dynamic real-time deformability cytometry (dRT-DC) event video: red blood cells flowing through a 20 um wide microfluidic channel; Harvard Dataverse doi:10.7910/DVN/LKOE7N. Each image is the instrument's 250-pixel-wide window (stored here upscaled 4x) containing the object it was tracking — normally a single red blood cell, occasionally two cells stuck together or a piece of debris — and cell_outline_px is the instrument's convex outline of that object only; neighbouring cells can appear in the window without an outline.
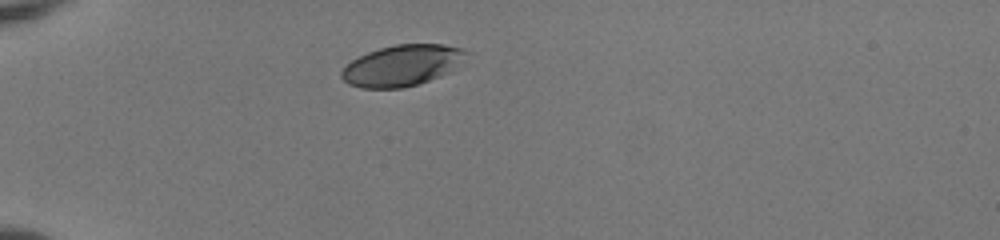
{"species": "human", "species_latin": "Homo sapiens", "temperature_condition": "room temperature", "stored_images_in_passage": 35, "camera_frame_rate_fps": 3000, "um_per_image_px": 0.085, "donor": {"sex": "female"}, "frame": {"image": 1, "passage_image": 1, "time_ms": 0.0, "image_size_px": [1000, 240], "cell_outline_px": [[468, 52], [448, 72], [440, 76], [404, 88], [360, 88], [348, 84], [340, 76], [340, 72], [352, 60], [368, 52], [380, 48], [396, 44], [444, 44], [464, 48]], "centroid_in_image_um": [34.13, 5.56], "position_along_channel_um": 50.9, "area_um2": 29.42}}
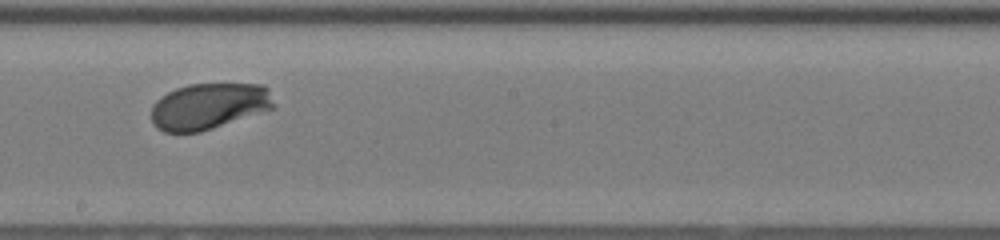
{"frame": {"image": 2, "passage_image": 17, "time_ms": 5.333, "image_size_px": [1000, 240], "cell_outline_px": [[276, 108], [200, 132], [164, 132], [156, 128], [152, 124], [152, 104], [160, 96], [176, 88], [188, 84], [264, 84], [268, 88], [276, 104]], "centroid_in_image_um": [17.77, 9.02], "position_along_channel_um": 230.4, "area_um2": 33.35}}
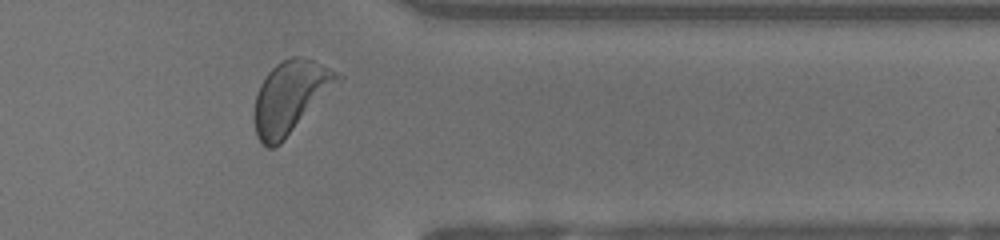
{"frame": {"image": 3, "passage_image": 29, "time_ms": 9.333, "image_size_px": [1000, 240], "cell_outline_px": [[344, 80], [280, 144], [272, 148], [268, 148], [260, 144], [256, 136], [256, 92], [260, 84], [268, 72], [276, 64], [292, 56], [300, 56], [312, 60], [344, 76]], "centroid_in_image_um": [24.73, 8.25], "position_along_channel_um": 386.7, "area_um2": 35.08}, "authors_computed_cell_mechanics": {"area_um2": 33.235, "velocity_mm_per_s": 3.9966, "shape_relaxation_time_tau1_ms": 1.2792, "shape_relaxation_time_tau2_ms": null, "deformation_change_tau1": 0.1137, "deformation_change_tau2": null}}